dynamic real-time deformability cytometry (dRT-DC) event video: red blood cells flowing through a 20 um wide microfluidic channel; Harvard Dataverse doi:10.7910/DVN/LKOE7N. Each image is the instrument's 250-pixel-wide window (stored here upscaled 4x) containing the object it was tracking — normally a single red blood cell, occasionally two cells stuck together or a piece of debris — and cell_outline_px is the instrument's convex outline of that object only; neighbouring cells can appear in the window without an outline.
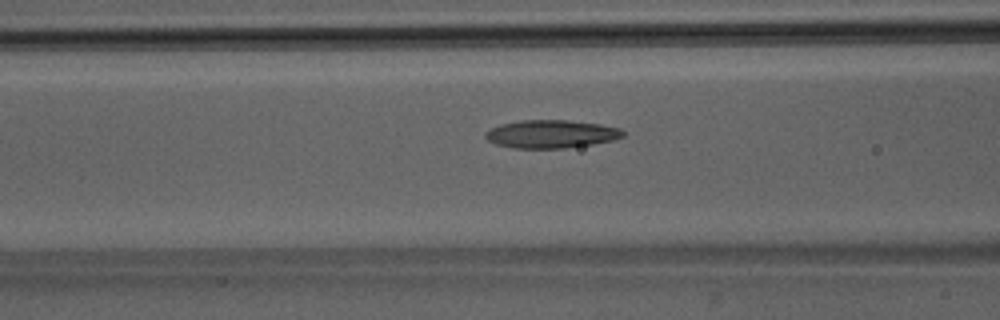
{"species": "Egyptian fruit bat (a non-hibernating species)", "species_latin": "Rousettus aegyptiacus", "temperature_condition": "room temperature", "stored_images_in_passage": 47, "camera_frame_rate_fps": 3000, "um_per_image_px": 0.085, "animal": {"sex": "male"}, "frame": {"image": 1, "passage_image": 18, "time_ms": 5.667, "image_size_px": [1000, 320], "cell_outline_px": [[624, 136], [612, 140], [592, 144], [564, 148], [516, 148], [496, 144], [488, 140], [484, 136], [484, 132], [500, 124], [520, 120], [568, 120], [600, 124], [620, 128], [624, 132]], "centroid_in_image_um": [46.84, 11.38], "position_along_channel_um": 119.8, "area_um2": 22.43}}
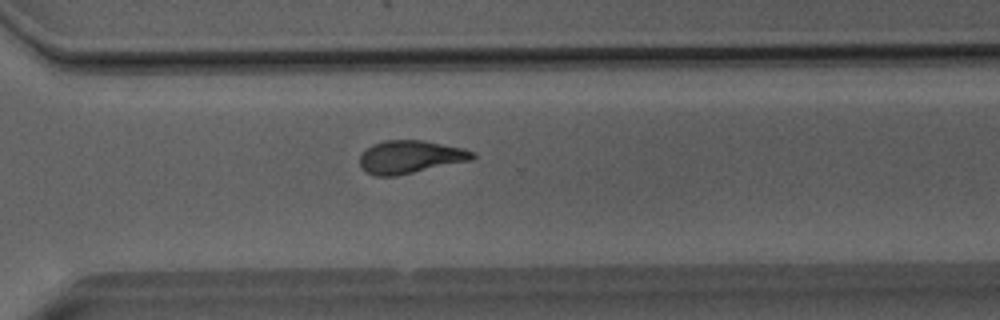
{"frame": {"image": 2, "passage_image": 34, "time_ms": 11.0, "image_size_px": [1000, 320], "cell_outline_px": [[476, 156], [472, 160], [396, 176], [376, 176], [368, 172], [360, 164], [360, 156], [372, 144], [384, 140], [424, 140], [464, 148], [476, 152]], "centroid_in_image_um": [34.92, 13.33], "position_along_channel_um": 335.7, "area_um2": 21.62}}
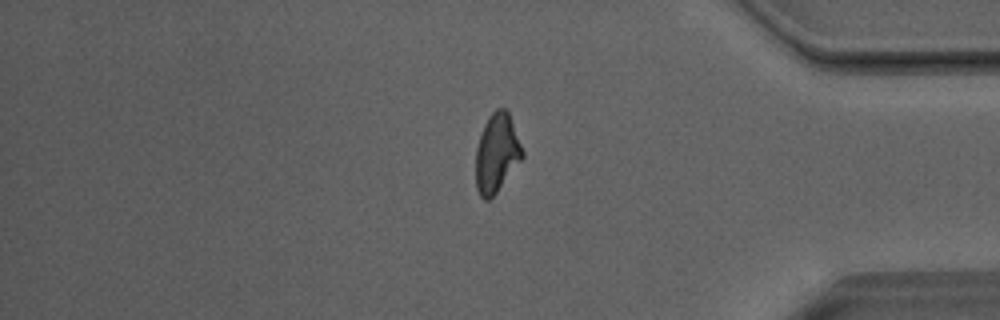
{"frame": {"image": 3, "passage_image": 40, "time_ms": 13.0, "image_size_px": [1000, 320], "cell_outline_px": [[524, 156], [496, 192], [488, 200], [484, 200], [480, 196], [476, 188], [476, 148], [484, 124], [488, 116], [496, 108], [508, 108], [524, 152]], "centroid_in_image_um": [42.23, 12.97], "position_along_channel_um": 393.0, "area_um2": 21.39}}